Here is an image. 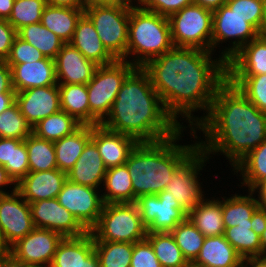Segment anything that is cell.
<instances>
[{"label": "cell", "instance_id": "6da1fadb", "mask_svg": "<svg viewBox=\"0 0 266 267\" xmlns=\"http://www.w3.org/2000/svg\"><path fill=\"white\" fill-rule=\"evenodd\" d=\"M211 54L199 48L173 46L142 67L166 111L180 125L178 115L186 118L190 129L200 122L192 112L205 110L207 115L217 89L226 81V62L220 57L212 60Z\"/></svg>", "mask_w": 266, "mask_h": 267}, {"label": "cell", "instance_id": "7a4b0ae2", "mask_svg": "<svg viewBox=\"0 0 266 267\" xmlns=\"http://www.w3.org/2000/svg\"><path fill=\"white\" fill-rule=\"evenodd\" d=\"M197 128L205 136L206 140L198 141V146L206 155L220 152L234 167L266 140V113L226 80L217 89L208 114L190 129L196 139Z\"/></svg>", "mask_w": 266, "mask_h": 267}, {"label": "cell", "instance_id": "3957f363", "mask_svg": "<svg viewBox=\"0 0 266 267\" xmlns=\"http://www.w3.org/2000/svg\"><path fill=\"white\" fill-rule=\"evenodd\" d=\"M101 125L111 131L129 135L138 142L163 140L183 128L166 111L149 75L142 67H135L127 75L110 113Z\"/></svg>", "mask_w": 266, "mask_h": 267}, {"label": "cell", "instance_id": "277c9868", "mask_svg": "<svg viewBox=\"0 0 266 267\" xmlns=\"http://www.w3.org/2000/svg\"><path fill=\"white\" fill-rule=\"evenodd\" d=\"M184 126L177 134L154 142H139L125 165L132 179L135 201L143 195H157L165 190L175 170L199 147L178 145Z\"/></svg>", "mask_w": 266, "mask_h": 267}, {"label": "cell", "instance_id": "5b68a950", "mask_svg": "<svg viewBox=\"0 0 266 267\" xmlns=\"http://www.w3.org/2000/svg\"><path fill=\"white\" fill-rule=\"evenodd\" d=\"M172 47L168 17L144 10L135 4L130 6L126 58L128 55L136 56L128 61L130 64L143 67Z\"/></svg>", "mask_w": 266, "mask_h": 267}, {"label": "cell", "instance_id": "8992f818", "mask_svg": "<svg viewBox=\"0 0 266 267\" xmlns=\"http://www.w3.org/2000/svg\"><path fill=\"white\" fill-rule=\"evenodd\" d=\"M90 232L94 241L135 243L146 238L147 227L135 203H105Z\"/></svg>", "mask_w": 266, "mask_h": 267}, {"label": "cell", "instance_id": "52a82bcc", "mask_svg": "<svg viewBox=\"0 0 266 267\" xmlns=\"http://www.w3.org/2000/svg\"><path fill=\"white\" fill-rule=\"evenodd\" d=\"M134 68L125 60L97 66L92 79L86 84L91 126L101 124L108 116L122 83Z\"/></svg>", "mask_w": 266, "mask_h": 267}, {"label": "cell", "instance_id": "ba28073f", "mask_svg": "<svg viewBox=\"0 0 266 267\" xmlns=\"http://www.w3.org/2000/svg\"><path fill=\"white\" fill-rule=\"evenodd\" d=\"M101 42L117 59H126L130 6L123 3L94 5L84 9Z\"/></svg>", "mask_w": 266, "mask_h": 267}, {"label": "cell", "instance_id": "9c48e42d", "mask_svg": "<svg viewBox=\"0 0 266 267\" xmlns=\"http://www.w3.org/2000/svg\"><path fill=\"white\" fill-rule=\"evenodd\" d=\"M168 20L173 46L211 52L213 11L191 4L170 15Z\"/></svg>", "mask_w": 266, "mask_h": 267}, {"label": "cell", "instance_id": "30bf717a", "mask_svg": "<svg viewBox=\"0 0 266 267\" xmlns=\"http://www.w3.org/2000/svg\"><path fill=\"white\" fill-rule=\"evenodd\" d=\"M206 153L198 147L174 172L169 183L165 187L168 196L176 199L181 207L189 213L203 199L204 192L198 182V174L203 170L209 159ZM205 162V163H204Z\"/></svg>", "mask_w": 266, "mask_h": 267}, {"label": "cell", "instance_id": "8fae6325", "mask_svg": "<svg viewBox=\"0 0 266 267\" xmlns=\"http://www.w3.org/2000/svg\"><path fill=\"white\" fill-rule=\"evenodd\" d=\"M259 35L260 33L250 23L233 12L227 4L213 11L211 52L220 42L222 44L228 39H235L232 46L222 50L219 56L225 62Z\"/></svg>", "mask_w": 266, "mask_h": 267}, {"label": "cell", "instance_id": "7c38bea8", "mask_svg": "<svg viewBox=\"0 0 266 267\" xmlns=\"http://www.w3.org/2000/svg\"><path fill=\"white\" fill-rule=\"evenodd\" d=\"M135 204L143 224L147 227V233L171 232L188 216L180 203L168 196L166 190L157 195L140 196Z\"/></svg>", "mask_w": 266, "mask_h": 267}, {"label": "cell", "instance_id": "4fadbf2b", "mask_svg": "<svg viewBox=\"0 0 266 267\" xmlns=\"http://www.w3.org/2000/svg\"><path fill=\"white\" fill-rule=\"evenodd\" d=\"M97 190L94 187L66 180L57 197L59 203L71 212L88 231L98 223L105 204L102 194H98Z\"/></svg>", "mask_w": 266, "mask_h": 267}, {"label": "cell", "instance_id": "5bb4252c", "mask_svg": "<svg viewBox=\"0 0 266 267\" xmlns=\"http://www.w3.org/2000/svg\"><path fill=\"white\" fill-rule=\"evenodd\" d=\"M0 228L10 248L34 228L29 203L14 186L11 194L0 195Z\"/></svg>", "mask_w": 266, "mask_h": 267}, {"label": "cell", "instance_id": "9a60e30c", "mask_svg": "<svg viewBox=\"0 0 266 267\" xmlns=\"http://www.w3.org/2000/svg\"><path fill=\"white\" fill-rule=\"evenodd\" d=\"M35 228L48 229L65 237H80L89 232L57 198L29 203Z\"/></svg>", "mask_w": 266, "mask_h": 267}, {"label": "cell", "instance_id": "2e32d148", "mask_svg": "<svg viewBox=\"0 0 266 267\" xmlns=\"http://www.w3.org/2000/svg\"><path fill=\"white\" fill-rule=\"evenodd\" d=\"M64 237L54 231L34 228L10 247L19 260L35 267H49L59 243Z\"/></svg>", "mask_w": 266, "mask_h": 267}, {"label": "cell", "instance_id": "e0dca14e", "mask_svg": "<svg viewBox=\"0 0 266 267\" xmlns=\"http://www.w3.org/2000/svg\"><path fill=\"white\" fill-rule=\"evenodd\" d=\"M15 103L33 127L39 121L61 110L58 84L16 92Z\"/></svg>", "mask_w": 266, "mask_h": 267}, {"label": "cell", "instance_id": "ac0fdd59", "mask_svg": "<svg viewBox=\"0 0 266 267\" xmlns=\"http://www.w3.org/2000/svg\"><path fill=\"white\" fill-rule=\"evenodd\" d=\"M91 140L96 144L107 169L124 165L139 143L129 135L111 131L101 124L91 126Z\"/></svg>", "mask_w": 266, "mask_h": 267}, {"label": "cell", "instance_id": "d6986e66", "mask_svg": "<svg viewBox=\"0 0 266 267\" xmlns=\"http://www.w3.org/2000/svg\"><path fill=\"white\" fill-rule=\"evenodd\" d=\"M54 61L58 84H87L98 66L69 43L61 47Z\"/></svg>", "mask_w": 266, "mask_h": 267}, {"label": "cell", "instance_id": "ffe728a7", "mask_svg": "<svg viewBox=\"0 0 266 267\" xmlns=\"http://www.w3.org/2000/svg\"><path fill=\"white\" fill-rule=\"evenodd\" d=\"M67 180V173L59 169L29 172L17 183V191L28 203L57 198Z\"/></svg>", "mask_w": 266, "mask_h": 267}, {"label": "cell", "instance_id": "44dd1931", "mask_svg": "<svg viewBox=\"0 0 266 267\" xmlns=\"http://www.w3.org/2000/svg\"><path fill=\"white\" fill-rule=\"evenodd\" d=\"M9 67L15 92L58 84L55 61L51 58L44 57L36 62L9 65Z\"/></svg>", "mask_w": 266, "mask_h": 267}, {"label": "cell", "instance_id": "7402d4cb", "mask_svg": "<svg viewBox=\"0 0 266 267\" xmlns=\"http://www.w3.org/2000/svg\"><path fill=\"white\" fill-rule=\"evenodd\" d=\"M266 74V34L244 45L226 62V75Z\"/></svg>", "mask_w": 266, "mask_h": 267}, {"label": "cell", "instance_id": "603a6c76", "mask_svg": "<svg viewBox=\"0 0 266 267\" xmlns=\"http://www.w3.org/2000/svg\"><path fill=\"white\" fill-rule=\"evenodd\" d=\"M69 44L98 66L108 65L117 60L103 45L93 23L85 14L77 21Z\"/></svg>", "mask_w": 266, "mask_h": 267}, {"label": "cell", "instance_id": "cb8c5ba5", "mask_svg": "<svg viewBox=\"0 0 266 267\" xmlns=\"http://www.w3.org/2000/svg\"><path fill=\"white\" fill-rule=\"evenodd\" d=\"M106 171L107 168L96 144L90 140L78 157L74 167L67 172V180L98 189L104 182Z\"/></svg>", "mask_w": 266, "mask_h": 267}, {"label": "cell", "instance_id": "d4e9b609", "mask_svg": "<svg viewBox=\"0 0 266 267\" xmlns=\"http://www.w3.org/2000/svg\"><path fill=\"white\" fill-rule=\"evenodd\" d=\"M241 261L242 257L222 234L206 237L192 264L197 267H240Z\"/></svg>", "mask_w": 266, "mask_h": 267}, {"label": "cell", "instance_id": "484cf974", "mask_svg": "<svg viewBox=\"0 0 266 267\" xmlns=\"http://www.w3.org/2000/svg\"><path fill=\"white\" fill-rule=\"evenodd\" d=\"M91 140V125H81L72 134L54 141L57 169L67 173Z\"/></svg>", "mask_w": 266, "mask_h": 267}, {"label": "cell", "instance_id": "4316f807", "mask_svg": "<svg viewBox=\"0 0 266 267\" xmlns=\"http://www.w3.org/2000/svg\"><path fill=\"white\" fill-rule=\"evenodd\" d=\"M94 251V238L89 231L80 237H65L59 243L49 267H77Z\"/></svg>", "mask_w": 266, "mask_h": 267}, {"label": "cell", "instance_id": "83f0119b", "mask_svg": "<svg viewBox=\"0 0 266 267\" xmlns=\"http://www.w3.org/2000/svg\"><path fill=\"white\" fill-rule=\"evenodd\" d=\"M83 14L84 9L46 5L40 23L66 44L71 41L77 21Z\"/></svg>", "mask_w": 266, "mask_h": 267}, {"label": "cell", "instance_id": "f1b7e54d", "mask_svg": "<svg viewBox=\"0 0 266 267\" xmlns=\"http://www.w3.org/2000/svg\"><path fill=\"white\" fill-rule=\"evenodd\" d=\"M205 200L206 198L191 210L187 217L205 237L224 234L222 201L215 198Z\"/></svg>", "mask_w": 266, "mask_h": 267}, {"label": "cell", "instance_id": "f546056e", "mask_svg": "<svg viewBox=\"0 0 266 267\" xmlns=\"http://www.w3.org/2000/svg\"><path fill=\"white\" fill-rule=\"evenodd\" d=\"M103 186L106 188L102 195L104 203H135L132 179L125 164L108 168Z\"/></svg>", "mask_w": 266, "mask_h": 267}, {"label": "cell", "instance_id": "4dcf8cb0", "mask_svg": "<svg viewBox=\"0 0 266 267\" xmlns=\"http://www.w3.org/2000/svg\"><path fill=\"white\" fill-rule=\"evenodd\" d=\"M61 110L82 125H90V108L86 84H58Z\"/></svg>", "mask_w": 266, "mask_h": 267}, {"label": "cell", "instance_id": "1f68e13d", "mask_svg": "<svg viewBox=\"0 0 266 267\" xmlns=\"http://www.w3.org/2000/svg\"><path fill=\"white\" fill-rule=\"evenodd\" d=\"M248 192L249 195L247 196L235 194L227 199L223 197L222 215L225 228L251 223L252 215L260 205L258 199L253 195L257 192L253 190Z\"/></svg>", "mask_w": 266, "mask_h": 267}, {"label": "cell", "instance_id": "d6a6232c", "mask_svg": "<svg viewBox=\"0 0 266 267\" xmlns=\"http://www.w3.org/2000/svg\"><path fill=\"white\" fill-rule=\"evenodd\" d=\"M233 171L237 174L241 172V184L246 185L248 190H253L260 182L266 180V140L241 159Z\"/></svg>", "mask_w": 266, "mask_h": 267}, {"label": "cell", "instance_id": "836d02e7", "mask_svg": "<svg viewBox=\"0 0 266 267\" xmlns=\"http://www.w3.org/2000/svg\"><path fill=\"white\" fill-rule=\"evenodd\" d=\"M17 36L30 43L48 58L55 59L61 47L65 44L56 34L40 22L20 28Z\"/></svg>", "mask_w": 266, "mask_h": 267}, {"label": "cell", "instance_id": "e575fe53", "mask_svg": "<svg viewBox=\"0 0 266 267\" xmlns=\"http://www.w3.org/2000/svg\"><path fill=\"white\" fill-rule=\"evenodd\" d=\"M81 125L74 117L63 110H59L34 125L32 133L39 138L54 142L72 134Z\"/></svg>", "mask_w": 266, "mask_h": 267}, {"label": "cell", "instance_id": "d590c367", "mask_svg": "<svg viewBox=\"0 0 266 267\" xmlns=\"http://www.w3.org/2000/svg\"><path fill=\"white\" fill-rule=\"evenodd\" d=\"M28 152L29 172L57 169L54 142L31 133L25 139Z\"/></svg>", "mask_w": 266, "mask_h": 267}, {"label": "cell", "instance_id": "8d00e7d4", "mask_svg": "<svg viewBox=\"0 0 266 267\" xmlns=\"http://www.w3.org/2000/svg\"><path fill=\"white\" fill-rule=\"evenodd\" d=\"M146 239L151 243L161 267H186L189 264L170 232L147 233Z\"/></svg>", "mask_w": 266, "mask_h": 267}, {"label": "cell", "instance_id": "74e56055", "mask_svg": "<svg viewBox=\"0 0 266 267\" xmlns=\"http://www.w3.org/2000/svg\"><path fill=\"white\" fill-rule=\"evenodd\" d=\"M250 224L225 228L224 237L242 257L262 256L261 238Z\"/></svg>", "mask_w": 266, "mask_h": 267}, {"label": "cell", "instance_id": "f35d334b", "mask_svg": "<svg viewBox=\"0 0 266 267\" xmlns=\"http://www.w3.org/2000/svg\"><path fill=\"white\" fill-rule=\"evenodd\" d=\"M170 233L174 237L184 258L189 264H192L198 257L206 237L195 227L188 217L179 223Z\"/></svg>", "mask_w": 266, "mask_h": 267}, {"label": "cell", "instance_id": "ab89813d", "mask_svg": "<svg viewBox=\"0 0 266 267\" xmlns=\"http://www.w3.org/2000/svg\"><path fill=\"white\" fill-rule=\"evenodd\" d=\"M133 244L114 241H94V251L100 267H130Z\"/></svg>", "mask_w": 266, "mask_h": 267}, {"label": "cell", "instance_id": "60d3db41", "mask_svg": "<svg viewBox=\"0 0 266 267\" xmlns=\"http://www.w3.org/2000/svg\"><path fill=\"white\" fill-rule=\"evenodd\" d=\"M226 80L237 87L260 111L266 113V74L226 75Z\"/></svg>", "mask_w": 266, "mask_h": 267}, {"label": "cell", "instance_id": "b9f144b4", "mask_svg": "<svg viewBox=\"0 0 266 267\" xmlns=\"http://www.w3.org/2000/svg\"><path fill=\"white\" fill-rule=\"evenodd\" d=\"M46 0H15L8 23L18 31L20 28L41 21Z\"/></svg>", "mask_w": 266, "mask_h": 267}, {"label": "cell", "instance_id": "7bdbcfd3", "mask_svg": "<svg viewBox=\"0 0 266 267\" xmlns=\"http://www.w3.org/2000/svg\"><path fill=\"white\" fill-rule=\"evenodd\" d=\"M32 133V126L27 122L16 103L0 113V137L24 140Z\"/></svg>", "mask_w": 266, "mask_h": 267}, {"label": "cell", "instance_id": "ee69618b", "mask_svg": "<svg viewBox=\"0 0 266 267\" xmlns=\"http://www.w3.org/2000/svg\"><path fill=\"white\" fill-rule=\"evenodd\" d=\"M229 8L243 17L260 34H264V16L262 0H227Z\"/></svg>", "mask_w": 266, "mask_h": 267}, {"label": "cell", "instance_id": "f6af8a7d", "mask_svg": "<svg viewBox=\"0 0 266 267\" xmlns=\"http://www.w3.org/2000/svg\"><path fill=\"white\" fill-rule=\"evenodd\" d=\"M44 57L45 56L41 53V51H39L30 43L16 36L5 62L8 65H16L26 62H36Z\"/></svg>", "mask_w": 266, "mask_h": 267}, {"label": "cell", "instance_id": "bcb514c9", "mask_svg": "<svg viewBox=\"0 0 266 267\" xmlns=\"http://www.w3.org/2000/svg\"><path fill=\"white\" fill-rule=\"evenodd\" d=\"M130 267H161L151 243L146 238L133 244Z\"/></svg>", "mask_w": 266, "mask_h": 267}, {"label": "cell", "instance_id": "7dc6e473", "mask_svg": "<svg viewBox=\"0 0 266 267\" xmlns=\"http://www.w3.org/2000/svg\"><path fill=\"white\" fill-rule=\"evenodd\" d=\"M191 4L193 0H140L139 7L169 17Z\"/></svg>", "mask_w": 266, "mask_h": 267}, {"label": "cell", "instance_id": "c3c4849f", "mask_svg": "<svg viewBox=\"0 0 266 267\" xmlns=\"http://www.w3.org/2000/svg\"><path fill=\"white\" fill-rule=\"evenodd\" d=\"M29 173L28 152L25 141L22 140L16 147H13L11 178L17 184Z\"/></svg>", "mask_w": 266, "mask_h": 267}, {"label": "cell", "instance_id": "681fc988", "mask_svg": "<svg viewBox=\"0 0 266 267\" xmlns=\"http://www.w3.org/2000/svg\"><path fill=\"white\" fill-rule=\"evenodd\" d=\"M17 31L5 19H0V60H6Z\"/></svg>", "mask_w": 266, "mask_h": 267}, {"label": "cell", "instance_id": "f907efd6", "mask_svg": "<svg viewBox=\"0 0 266 267\" xmlns=\"http://www.w3.org/2000/svg\"><path fill=\"white\" fill-rule=\"evenodd\" d=\"M22 140L0 137V165L3 166L11 177V165L13 147H16Z\"/></svg>", "mask_w": 266, "mask_h": 267}, {"label": "cell", "instance_id": "816d5d0a", "mask_svg": "<svg viewBox=\"0 0 266 267\" xmlns=\"http://www.w3.org/2000/svg\"><path fill=\"white\" fill-rule=\"evenodd\" d=\"M0 92H15L12 84L11 68L5 60H0Z\"/></svg>", "mask_w": 266, "mask_h": 267}, {"label": "cell", "instance_id": "f5cc1de1", "mask_svg": "<svg viewBox=\"0 0 266 267\" xmlns=\"http://www.w3.org/2000/svg\"><path fill=\"white\" fill-rule=\"evenodd\" d=\"M252 230L261 236L266 229V209L259 207L251 218Z\"/></svg>", "mask_w": 266, "mask_h": 267}, {"label": "cell", "instance_id": "db71d44e", "mask_svg": "<svg viewBox=\"0 0 266 267\" xmlns=\"http://www.w3.org/2000/svg\"><path fill=\"white\" fill-rule=\"evenodd\" d=\"M0 267H35L17 259L11 252L0 256Z\"/></svg>", "mask_w": 266, "mask_h": 267}, {"label": "cell", "instance_id": "11a10c76", "mask_svg": "<svg viewBox=\"0 0 266 267\" xmlns=\"http://www.w3.org/2000/svg\"><path fill=\"white\" fill-rule=\"evenodd\" d=\"M240 267H266V257L255 256L242 258Z\"/></svg>", "mask_w": 266, "mask_h": 267}, {"label": "cell", "instance_id": "9f6ffc18", "mask_svg": "<svg viewBox=\"0 0 266 267\" xmlns=\"http://www.w3.org/2000/svg\"><path fill=\"white\" fill-rule=\"evenodd\" d=\"M16 92H0V113L15 103Z\"/></svg>", "mask_w": 266, "mask_h": 267}, {"label": "cell", "instance_id": "6f0895ef", "mask_svg": "<svg viewBox=\"0 0 266 267\" xmlns=\"http://www.w3.org/2000/svg\"><path fill=\"white\" fill-rule=\"evenodd\" d=\"M227 0H193V4L214 11L226 4Z\"/></svg>", "mask_w": 266, "mask_h": 267}, {"label": "cell", "instance_id": "680465c9", "mask_svg": "<svg viewBox=\"0 0 266 267\" xmlns=\"http://www.w3.org/2000/svg\"><path fill=\"white\" fill-rule=\"evenodd\" d=\"M13 185L14 186H17V184L14 182V180L9 176L8 172L6 171V169L0 165V195H7V194H10L6 191H3L2 187L6 186L7 185Z\"/></svg>", "mask_w": 266, "mask_h": 267}, {"label": "cell", "instance_id": "91938a15", "mask_svg": "<svg viewBox=\"0 0 266 267\" xmlns=\"http://www.w3.org/2000/svg\"><path fill=\"white\" fill-rule=\"evenodd\" d=\"M15 0H0V19L8 20Z\"/></svg>", "mask_w": 266, "mask_h": 267}, {"label": "cell", "instance_id": "94428289", "mask_svg": "<svg viewBox=\"0 0 266 267\" xmlns=\"http://www.w3.org/2000/svg\"><path fill=\"white\" fill-rule=\"evenodd\" d=\"M47 5L80 9V0H46Z\"/></svg>", "mask_w": 266, "mask_h": 267}, {"label": "cell", "instance_id": "6125c7cd", "mask_svg": "<svg viewBox=\"0 0 266 267\" xmlns=\"http://www.w3.org/2000/svg\"><path fill=\"white\" fill-rule=\"evenodd\" d=\"M257 190L258 194V202L261 208L266 209V180L260 182L253 191Z\"/></svg>", "mask_w": 266, "mask_h": 267}, {"label": "cell", "instance_id": "be15d7a7", "mask_svg": "<svg viewBox=\"0 0 266 267\" xmlns=\"http://www.w3.org/2000/svg\"><path fill=\"white\" fill-rule=\"evenodd\" d=\"M117 3L115 0H80V9H86L94 5H111Z\"/></svg>", "mask_w": 266, "mask_h": 267}, {"label": "cell", "instance_id": "e7e4bbea", "mask_svg": "<svg viewBox=\"0 0 266 267\" xmlns=\"http://www.w3.org/2000/svg\"><path fill=\"white\" fill-rule=\"evenodd\" d=\"M77 267H100L98 257L93 251L81 264Z\"/></svg>", "mask_w": 266, "mask_h": 267}, {"label": "cell", "instance_id": "03108f58", "mask_svg": "<svg viewBox=\"0 0 266 267\" xmlns=\"http://www.w3.org/2000/svg\"><path fill=\"white\" fill-rule=\"evenodd\" d=\"M10 252V248L5 242L1 228H0V256Z\"/></svg>", "mask_w": 266, "mask_h": 267}, {"label": "cell", "instance_id": "003e7915", "mask_svg": "<svg viewBox=\"0 0 266 267\" xmlns=\"http://www.w3.org/2000/svg\"><path fill=\"white\" fill-rule=\"evenodd\" d=\"M261 238L262 256L266 253V229L263 231Z\"/></svg>", "mask_w": 266, "mask_h": 267}, {"label": "cell", "instance_id": "a7ac6f4b", "mask_svg": "<svg viewBox=\"0 0 266 267\" xmlns=\"http://www.w3.org/2000/svg\"><path fill=\"white\" fill-rule=\"evenodd\" d=\"M263 1L264 34H266V0Z\"/></svg>", "mask_w": 266, "mask_h": 267}, {"label": "cell", "instance_id": "89a4df30", "mask_svg": "<svg viewBox=\"0 0 266 267\" xmlns=\"http://www.w3.org/2000/svg\"><path fill=\"white\" fill-rule=\"evenodd\" d=\"M117 3H123L129 6H133L132 0H115ZM137 6L140 4V0H137Z\"/></svg>", "mask_w": 266, "mask_h": 267}, {"label": "cell", "instance_id": "2644e50d", "mask_svg": "<svg viewBox=\"0 0 266 267\" xmlns=\"http://www.w3.org/2000/svg\"><path fill=\"white\" fill-rule=\"evenodd\" d=\"M186 267H197V266H194L193 264H188Z\"/></svg>", "mask_w": 266, "mask_h": 267}]
</instances>
